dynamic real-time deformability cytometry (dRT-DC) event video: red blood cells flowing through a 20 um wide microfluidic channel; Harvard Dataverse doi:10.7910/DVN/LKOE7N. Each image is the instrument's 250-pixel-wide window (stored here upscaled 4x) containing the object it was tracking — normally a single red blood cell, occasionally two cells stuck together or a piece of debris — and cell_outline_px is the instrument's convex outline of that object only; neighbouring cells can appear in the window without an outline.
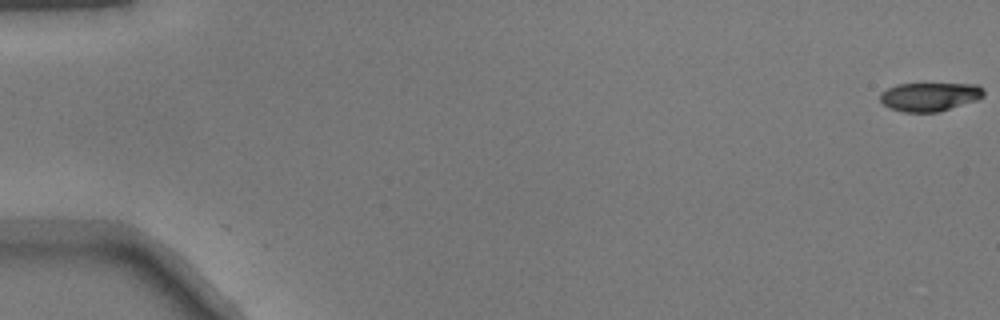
{"species": "common noctule bat (a hibernating species)", "species_latin": "Nyctalus noctula", "temperature_condition": "warm", "stored_images_in_passage": 26, "camera_frame_rate_fps": 3000, "um_per_image_px": 0.085, "animal": {"sex": "male", "body_mass_g": 17.9}, "frame": {"image": 1, "passage_image": 1, "time_ms": 0.0, "image_size_px": [1000, 320], "cell_outline_px": [[984, 96], [976, 100], [940, 112], [904, 112], [888, 108], [880, 100], [880, 92], [896, 84], [976, 84], [984, 88]], "centroid_in_image_um": [79.02, 8.22], "position_along_channel_um": 6.0, "area_um2": 17.4}}
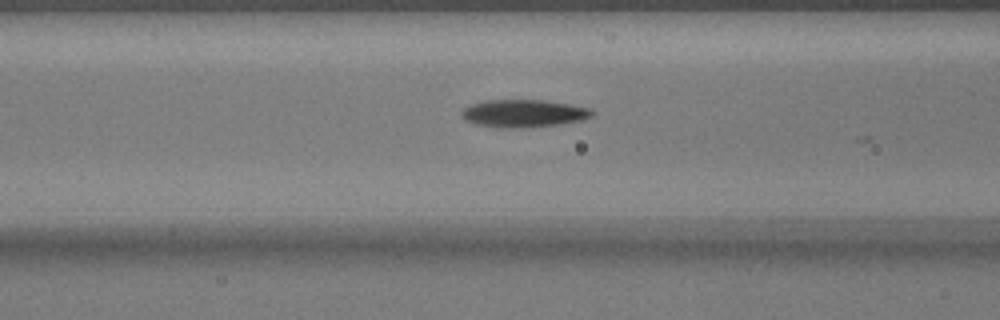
{"frame": {"image": 2, "passage_image": 22, "time_ms": 7.0, "image_size_px": [1000, 320], "cell_outline_px": [[592, 116], [580, 120], [556, 124], [524, 128], [500, 128], [476, 124], [464, 120], [460, 116], [460, 112], [464, 108], [472, 104], [484, 100], [544, 100], [592, 108]], "centroid_in_image_um": [44.44, 9.64], "position_along_channel_um": 122.2, "area_um2": 20.98}}
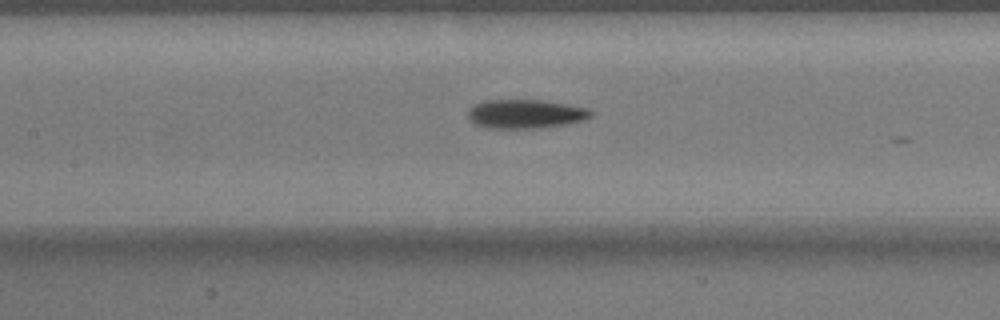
{"frame": {"image": 3, "passage_image": 25, "time_ms": 8.0, "image_size_px": [1000, 320], "cell_outline_px": [[592, 116], [584, 120], [564, 124], [540, 128], [488, 128], [476, 124], [468, 120], [468, 108], [472, 104], [484, 100], [544, 100], [588, 108], [592, 112]], "centroid_in_image_um": [44.62, 9.67], "position_along_channel_um": 162.8, "area_um2": 20.87}}